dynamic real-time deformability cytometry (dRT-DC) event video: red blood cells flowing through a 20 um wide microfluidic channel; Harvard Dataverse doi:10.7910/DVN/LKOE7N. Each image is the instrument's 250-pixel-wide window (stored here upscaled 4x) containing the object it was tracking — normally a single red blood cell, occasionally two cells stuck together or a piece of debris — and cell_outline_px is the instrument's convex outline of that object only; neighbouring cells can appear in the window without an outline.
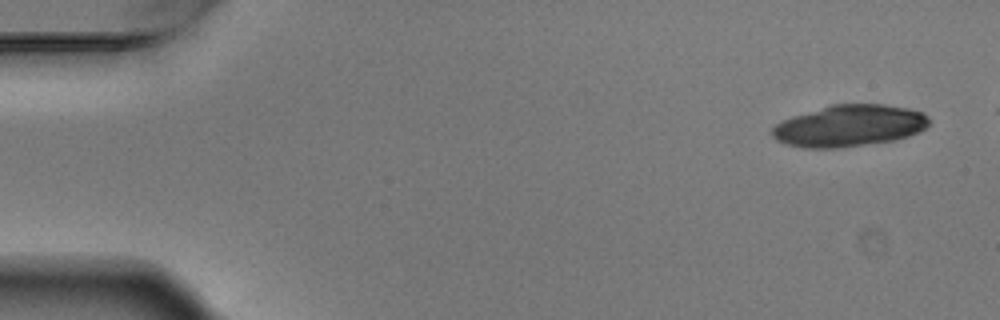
{"species": "Egyptian fruit bat (a non-hibernating species)", "species_latin": "Rousettus aegyptiacus", "temperature_condition": "warm", "stored_images_in_passage": 5, "camera_frame_rate_fps": 3000, "um_per_image_px": 0.085, "animal": {"sex": "male"}, "frame": {"image": 1, "passage_image": 1, "time_ms": 0.0, "image_size_px": [1000, 320], "cell_outline_px": [[928, 124], [924, 128], [908, 136], [896, 140], [832, 148], [804, 148], [788, 144], [776, 140], [772, 136], [772, 128], [776, 124], [792, 116], [832, 104], [884, 104], [908, 108], [924, 112], [928, 116]], "centroid_in_image_um": [72.19, 10.68], "position_along_channel_um": 12.8, "area_um2": 37.8}}